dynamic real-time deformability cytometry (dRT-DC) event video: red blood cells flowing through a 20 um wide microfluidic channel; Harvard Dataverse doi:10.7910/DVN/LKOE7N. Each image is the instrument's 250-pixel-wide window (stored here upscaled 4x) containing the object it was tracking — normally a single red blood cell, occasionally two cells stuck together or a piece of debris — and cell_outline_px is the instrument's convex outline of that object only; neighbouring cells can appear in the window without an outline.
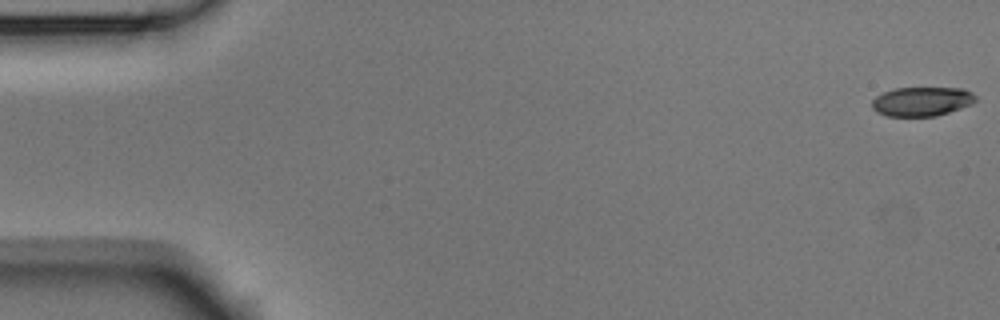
{"species": "Egyptian fruit bat (a non-hibernating species)", "species_latin": "Rousettus aegyptiacus", "temperature_condition": "room temperature", "stored_images_in_passage": 6, "segment_of_instrument_passage": [1, 2], "camera_frame_rate_fps": 3000, "um_per_image_px": 0.085, "animal": {"sex": "male"}, "frame": {"image": 1, "passage_image": 1, "time_ms": 0.0, "image_size_px": [1000, 320], "cell_outline_px": [[976, 100], [972, 104], [936, 116], [888, 116], [876, 112], [872, 108], [872, 100], [876, 96], [884, 92], [896, 88], [964, 88], [972, 92], [976, 96]], "centroid_in_image_um": [78.36, 8.62], "position_along_channel_um": 6.6, "area_um2": 17.63}}
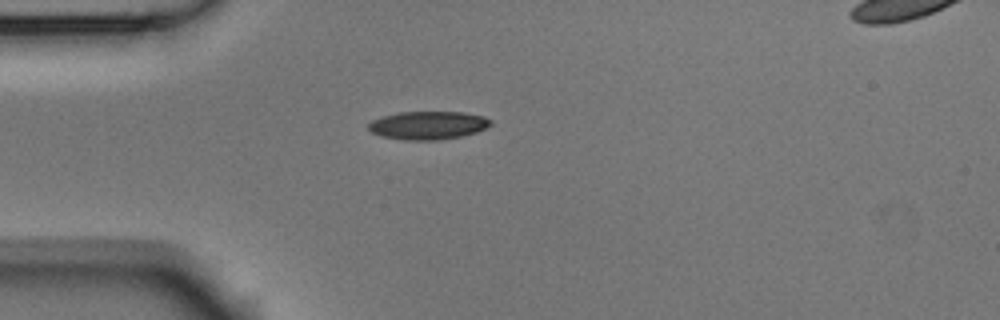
{"frame": {"image": 2, "passage_image": 5, "time_ms": 1.333, "image_size_px": [1000, 320], "cell_outline_px": [[492, 124], [476, 132], [460, 136], [436, 140], [404, 140], [380, 136], [372, 132], [368, 128], [368, 124], [372, 120], [384, 116], [400, 112], [460, 112], [484, 116], [492, 120]], "centroid_in_image_um": [36.37, 10.65], "position_along_channel_um": 48.6, "area_um2": 19.94}}